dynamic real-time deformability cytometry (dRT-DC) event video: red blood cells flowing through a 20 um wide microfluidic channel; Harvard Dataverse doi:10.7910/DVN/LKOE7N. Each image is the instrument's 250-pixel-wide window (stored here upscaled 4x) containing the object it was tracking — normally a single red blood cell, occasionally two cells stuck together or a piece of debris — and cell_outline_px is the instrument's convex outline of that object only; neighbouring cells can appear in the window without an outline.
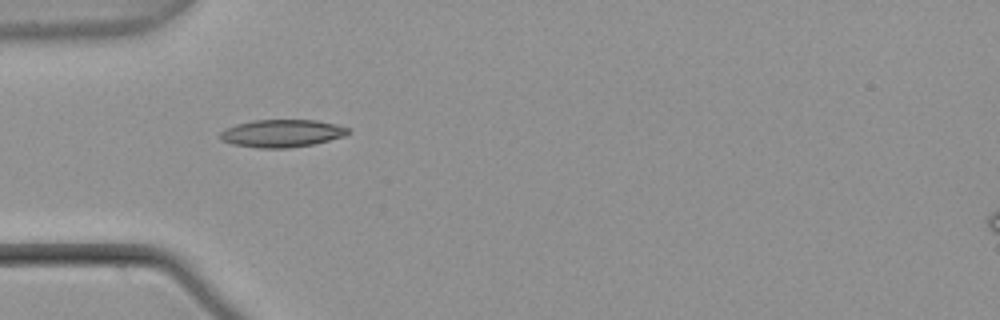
{"species": "common noctule bat (a hibernating species)", "species_latin": "Nyctalus noctula", "temperature_condition": "warm", "stored_images_in_passage": 38, "camera_frame_rate_fps": 3000, "um_per_image_px": 0.085, "animal": {"sex": "male", "body_mass_g": 21.5, "forearm_length_mm": 52.0}, "frame": {"image": 1, "passage_image": 1, "time_ms": 0.0, "image_size_px": [1000, 320], "cell_outline_px": [[348, 132], [344, 136], [312, 144], [288, 148], [256, 148], [232, 144], [220, 140], [220, 132], [224, 128], [236, 124], [252, 120], [316, 120], [336, 124], [348, 128]], "centroid_in_image_um": [23.89, 11.33], "position_along_channel_um": 61.1, "area_um2": 20.58}}
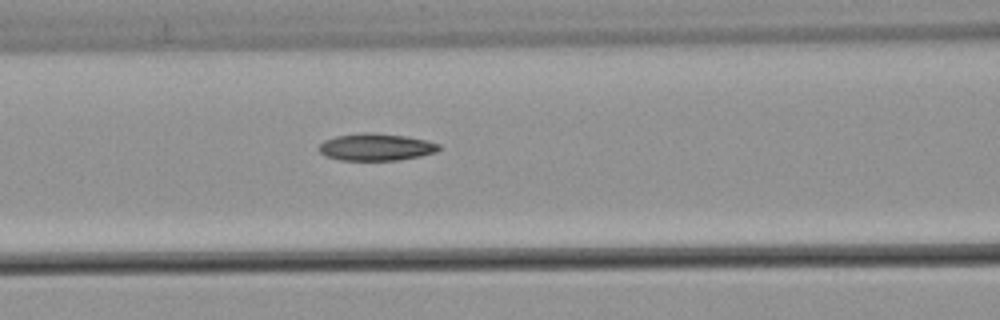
{"frame": {"image": 2, "passage_image": 7, "time_ms": 2.0, "image_size_px": [1000, 320], "cell_outline_px": [[440, 148], [436, 152], [420, 156], [400, 160], [340, 160], [324, 156], [316, 148], [324, 140], [336, 136], [364, 132], [372, 132], [404, 136], [424, 140], [440, 144]], "centroid_in_image_um": [31.92, 12.5], "position_along_channel_um": 134.7, "area_um2": 19.02}}
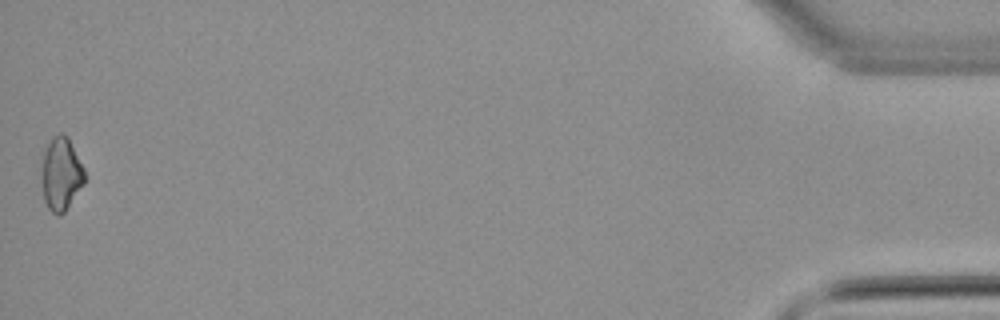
{"frame": {"image": 3, "passage_image": 38, "time_ms": 12.333, "image_size_px": [1000, 320], "cell_outline_px": [[84, 184], [64, 212], [60, 216], [56, 216], [48, 208], [44, 200], [40, 180], [44, 152], [52, 136], [60, 132], [64, 132], [68, 136], [84, 168]], "centroid_in_image_um": [5.17, 14.78], "position_along_channel_um": 430.0, "area_um2": 18.55}, "authors_computed_cell_mechanics": {"area_um2": 18.3226, "velocity_mm_per_s": 3.7986, "shape_relaxation_time_tau1_ms": 10.6899, "shape_relaxation_time_tau2_ms": null, "deformation_change_tau1": 0.214, "deformation_change_tau2": null}}